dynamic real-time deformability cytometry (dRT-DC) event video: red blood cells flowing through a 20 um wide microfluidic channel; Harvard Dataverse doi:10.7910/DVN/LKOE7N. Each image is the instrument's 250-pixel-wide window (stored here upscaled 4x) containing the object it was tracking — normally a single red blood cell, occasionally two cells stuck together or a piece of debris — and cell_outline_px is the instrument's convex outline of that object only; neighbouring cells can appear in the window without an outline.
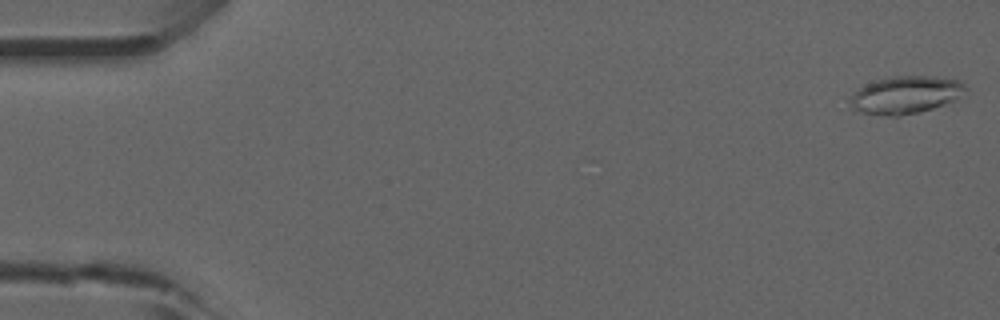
{"species": "common noctule bat (a hibernating species)", "species_latin": "Nyctalus noctula", "temperature_condition": "room temperature", "stored_images_in_passage": 29, "camera_frame_rate_fps": 3000, "um_per_image_px": 0.085, "animal": {"sex": "male", "forearm_length_mm": 52.5}, "frame": {"image": 1, "passage_image": 1, "time_ms": 0.0, "image_size_px": [1000, 320], "cell_outline_px": [[968, 92], [956, 100], [932, 108], [916, 112], [896, 116], [888, 116], [860, 112], [852, 108], [848, 100], [860, 88], [876, 80], [896, 76], [928, 76], [956, 80], [964, 84], [968, 88]], "centroid_in_image_um": [77.01, 8.07], "position_along_channel_um": 8.0, "area_um2": 24.97}}
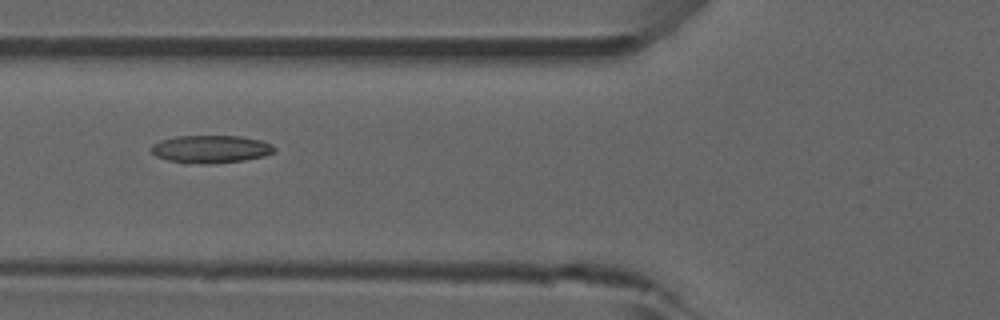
{"frame": {"image": 2, "passage_image": 20, "time_ms": 6.333, "image_size_px": [1000, 320], "cell_outline_px": [[276, 148], [272, 152], [264, 156], [244, 160], [208, 164], [184, 164], [168, 160], [156, 156], [148, 148], [152, 144], [160, 140], [176, 136], [240, 136], [260, 140], [272, 144]], "centroid_in_image_um": [17.86, 12.68], "position_along_channel_um": 107.9, "area_um2": 20.11}}
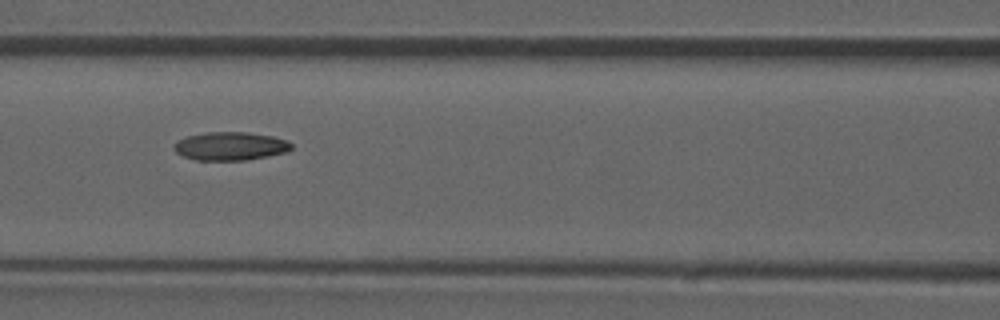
{"frame": {"image": 3, "passage_image": 23, "time_ms": 7.333, "image_size_px": [1000, 320], "cell_outline_px": [[292, 148], [284, 152], [268, 156], [244, 160], [196, 160], [184, 156], [176, 152], [172, 148], [180, 140], [188, 136], [208, 132], [248, 132], [272, 136], [288, 140], [292, 144]], "centroid_in_image_um": [19.61, 12.42], "position_along_channel_um": 147.0, "area_um2": 19.19}}